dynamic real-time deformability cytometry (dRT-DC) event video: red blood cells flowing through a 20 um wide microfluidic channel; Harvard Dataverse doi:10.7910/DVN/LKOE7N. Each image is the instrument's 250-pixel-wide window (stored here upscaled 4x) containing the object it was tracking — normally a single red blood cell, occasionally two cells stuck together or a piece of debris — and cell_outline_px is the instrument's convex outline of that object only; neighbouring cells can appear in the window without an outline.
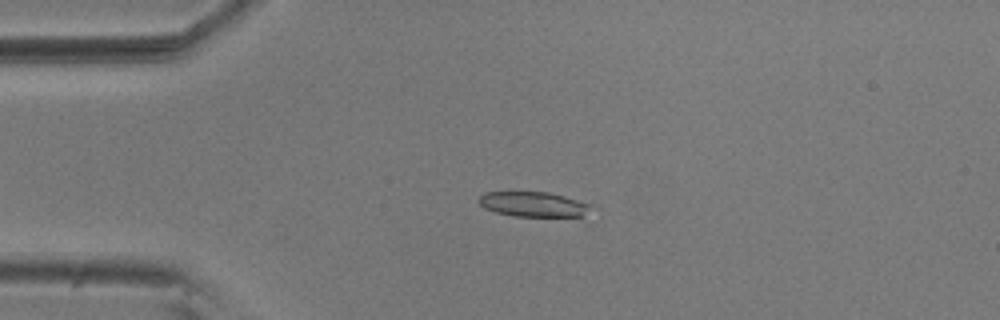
{"species": "common noctule bat (a hibernating species)", "species_latin": "Nyctalus noctula", "temperature_condition": "room temperature", "stored_images_in_passage": 15, "camera_frame_rate_fps": 3000, "um_per_image_px": 0.085, "animal": {"sex": "male", "body_mass_g": 20.5, "forearm_length_mm": 52.5}, "frame": {"image": 1, "passage_image": 3, "time_ms": 0.667, "image_size_px": [1000, 320], "cell_outline_px": [[592, 204], [580, 216], [516, 216], [496, 212], [484, 208], [476, 200], [484, 192], [548, 192], [564, 196]], "centroid_in_image_um": [45.25, 17.35], "position_along_channel_um": 39.7, "area_um2": 16.01}}
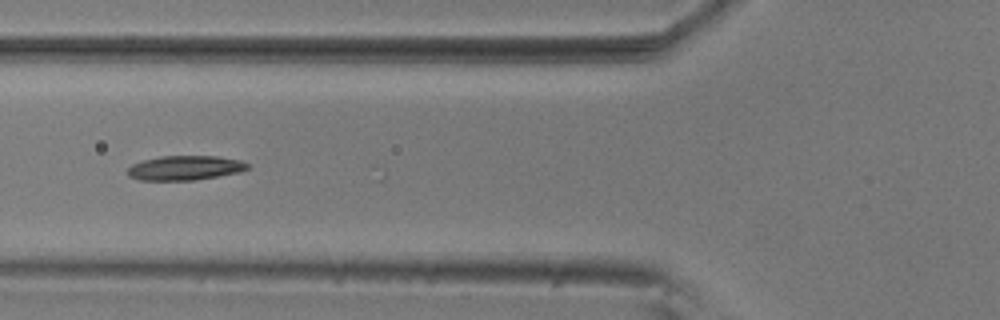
{"frame": {"image": 2, "passage_image": 11, "time_ms": 3.333, "image_size_px": [1000, 320], "cell_outline_px": [[248, 168], [240, 172], [192, 180], [140, 180], [128, 176], [128, 168], [132, 164], [144, 160], [160, 156], [216, 156], [240, 160], [248, 164]], "centroid_in_image_um": [15.7, 14.27], "position_along_channel_um": 110.1, "area_um2": 16.94}}
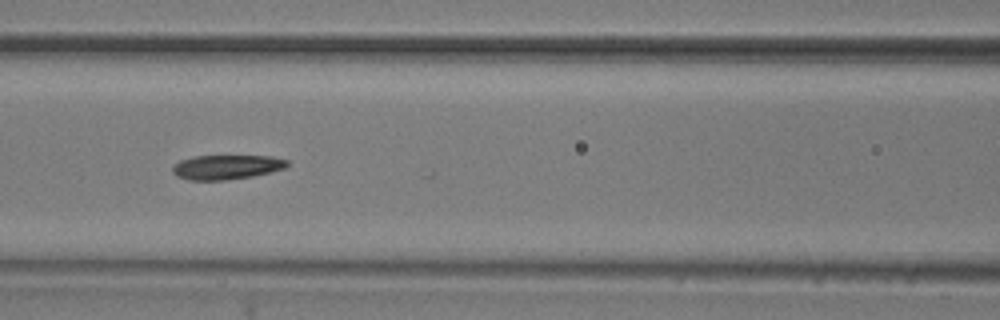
{"frame": {"image": 3, "passage_image": 14, "time_ms": 4.333, "image_size_px": [1000, 320], "cell_outline_px": [[288, 164], [284, 168], [252, 176], [224, 180], [188, 180], [176, 176], [172, 172], [172, 168], [180, 160], [192, 156], [272, 156], [288, 160]], "centroid_in_image_um": [19.22, 14.2], "position_along_channel_um": 147.4, "area_um2": 16.24}}